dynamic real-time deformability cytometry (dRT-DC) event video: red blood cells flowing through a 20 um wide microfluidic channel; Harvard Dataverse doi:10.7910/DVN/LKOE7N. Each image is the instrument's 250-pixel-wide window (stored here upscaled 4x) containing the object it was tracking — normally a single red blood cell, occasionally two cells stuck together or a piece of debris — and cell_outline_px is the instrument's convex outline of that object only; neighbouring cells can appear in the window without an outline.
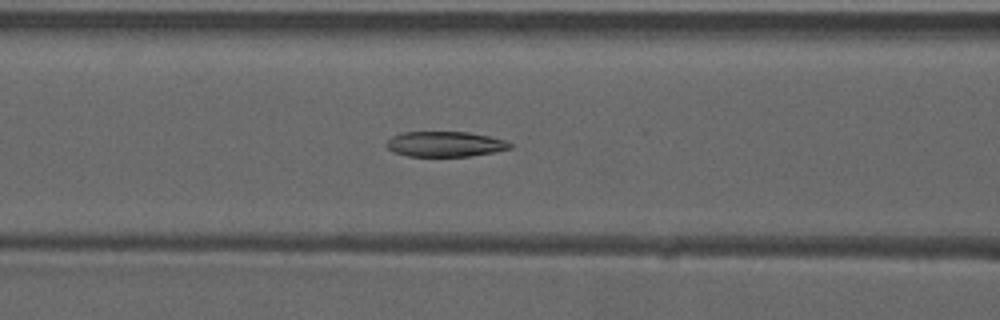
{"species": "common noctule bat (a hibernating species)", "species_latin": "Nyctalus noctula", "temperature_condition": "warm", "stored_images_in_passage": 44, "camera_frame_rate_fps": 3000, "um_per_image_px": 0.085, "animal": {"sex": "male", "forearm_length_mm": 52.5}, "frame": {"image": 1, "passage_image": 17, "time_ms": 5.333, "image_size_px": [1000, 320], "cell_outline_px": [[512, 148], [492, 152], [468, 156], [408, 156], [392, 152], [384, 144], [392, 136], [404, 132], [468, 132], [488, 136], [504, 140], [512, 144]], "centroid_in_image_um": [37.79, 12.25], "position_along_channel_um": 128.8, "area_um2": 18.09}}
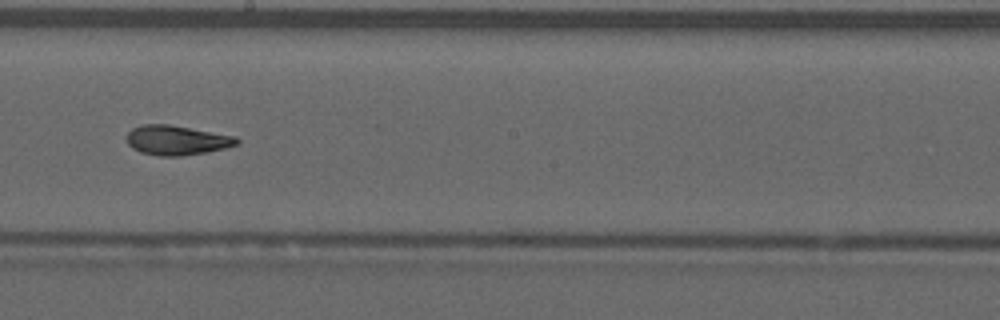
{"frame": {"image": 2, "passage_image": 25, "time_ms": 8.0, "image_size_px": [1000, 320], "cell_outline_px": [[240, 144], [208, 152], [180, 156], [160, 156], [140, 152], [132, 148], [128, 144], [128, 132], [132, 128], [140, 124], [168, 124], [236, 136], [240, 140]], "centroid_in_image_um": [15.04, 11.92], "position_along_channel_um": 233.2, "area_um2": 19.07}}
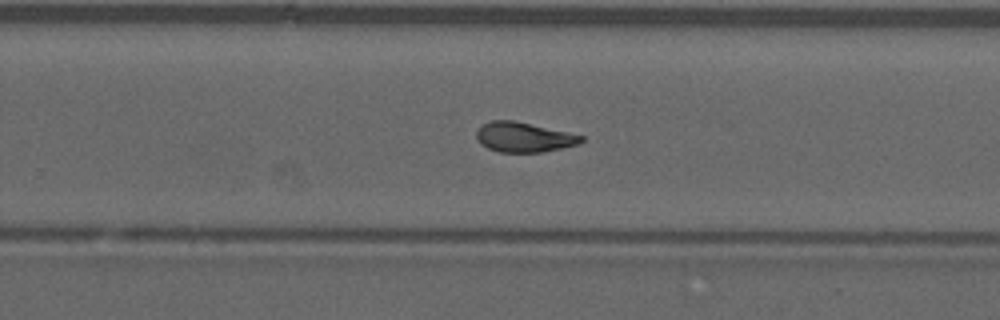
{"frame": {"image": 3, "passage_image": 29, "time_ms": 9.333, "image_size_px": [1000, 320], "cell_outline_px": [[584, 140], [580, 144], [544, 152], [500, 152], [488, 148], [480, 144], [476, 136], [476, 132], [484, 124], [492, 120], [512, 120], [568, 132], [584, 136]], "centroid_in_image_um": [44.55, 11.67], "position_along_channel_um": 285.3, "area_um2": 18.15}}